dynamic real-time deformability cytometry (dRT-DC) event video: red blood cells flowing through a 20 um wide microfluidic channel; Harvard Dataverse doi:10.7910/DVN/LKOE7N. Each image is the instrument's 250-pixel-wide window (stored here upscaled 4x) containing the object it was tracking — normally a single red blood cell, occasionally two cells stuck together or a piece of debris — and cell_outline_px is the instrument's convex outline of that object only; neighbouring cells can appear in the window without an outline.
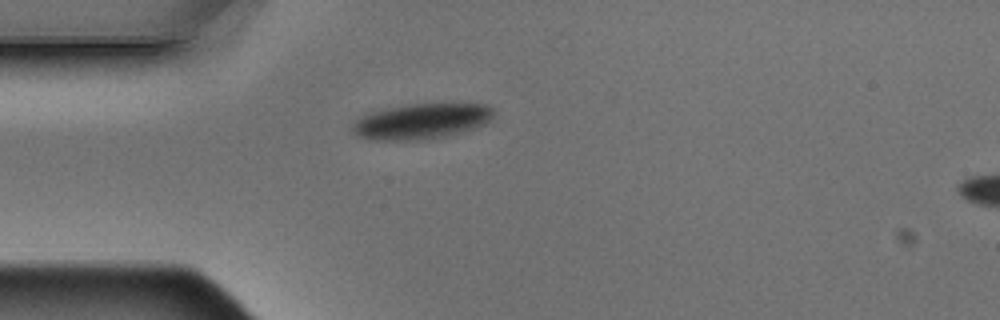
{"species": "Egyptian fruit bat (a non-hibernating species)", "species_latin": "Rousettus aegyptiacus", "temperature_condition": "warm", "stored_images_in_passage": 2, "segment_of_instrument_passage": [1, 2], "camera_frame_rate_fps": 3000, "um_per_image_px": 0.085, "animal": {"sex": "male"}, "frame": {"image": 1, "passage_image": 1, "time_ms": 0.0, "image_size_px": [1000, 320], "cell_outline_px": [[496, 112], [492, 120], [484, 124], [448, 136], [408, 140], [372, 140], [356, 136], [352, 132], [352, 124], [364, 112], [384, 108], [408, 104], [488, 104]], "centroid_in_image_um": [35.77, 10.29], "position_along_channel_um": 49.2, "area_um2": 29.48}}